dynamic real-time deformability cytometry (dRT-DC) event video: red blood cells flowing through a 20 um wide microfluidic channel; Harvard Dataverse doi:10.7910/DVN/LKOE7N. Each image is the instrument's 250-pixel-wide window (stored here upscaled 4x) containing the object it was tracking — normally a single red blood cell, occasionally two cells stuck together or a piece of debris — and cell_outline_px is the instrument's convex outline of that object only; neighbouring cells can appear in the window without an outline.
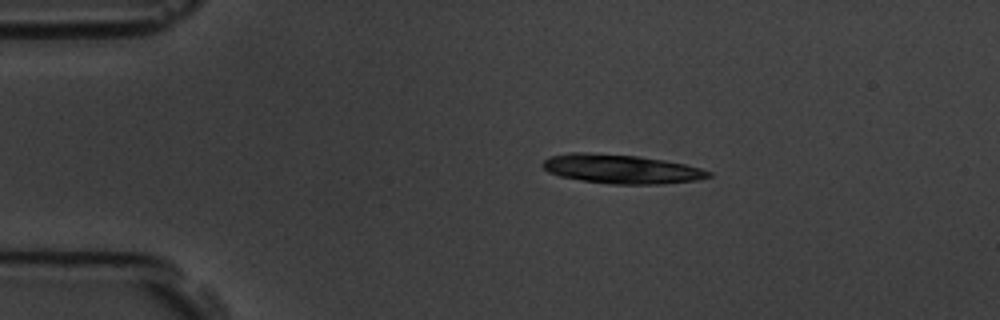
{"species": "common noctule bat (a hibernating species)", "species_latin": "Nyctalus noctula", "temperature_condition": "room temperature", "stored_images_in_passage": 4, "camera_frame_rate_fps": 3000, "um_per_image_px": 0.085, "animal": {"sex": "male", "body_mass_g": 19.5, "forearm_length_mm": 54.6}, "frame": {"image": 1, "passage_image": 1, "time_ms": 0.0, "image_size_px": [1000, 320], "cell_outline_px": [[712, 176], [696, 180], [660, 184], [608, 184], [580, 180], [560, 176], [548, 172], [540, 164], [544, 160], [552, 156], [568, 152], [584, 152], [636, 156], [664, 160], [684, 164], [700, 168], [712, 172]], "centroid_in_image_um": [52.78, 14.37], "position_along_channel_um": 32.2, "area_um2": 28.03}}